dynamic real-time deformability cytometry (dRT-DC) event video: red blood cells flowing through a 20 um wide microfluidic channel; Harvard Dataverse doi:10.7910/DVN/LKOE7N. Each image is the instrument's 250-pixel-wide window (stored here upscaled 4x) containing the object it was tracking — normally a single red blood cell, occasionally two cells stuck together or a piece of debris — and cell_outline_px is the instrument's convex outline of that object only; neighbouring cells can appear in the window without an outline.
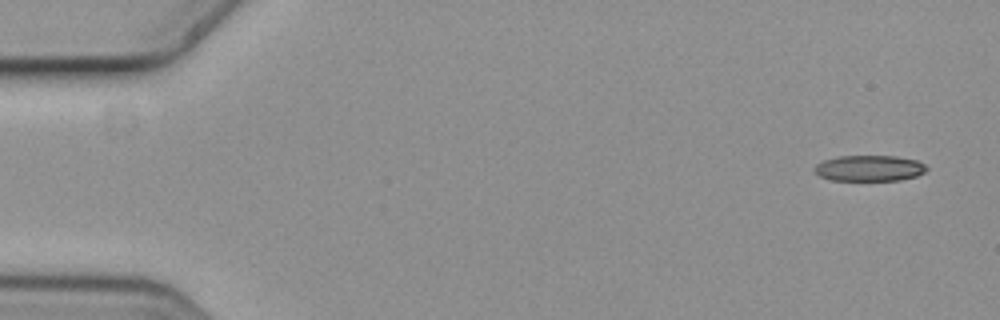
{"species": "common noctule bat (a hibernating species)", "species_latin": "Nyctalus noctula", "temperature_condition": "cold", "stored_images_in_passage": 4, "camera_frame_rate_fps": 3000, "um_per_image_px": 0.085, "animal": {"sex": "female", "body_mass_g": 19.3, "forearm_length_mm": 54.1}, "frame": {"image": 1, "passage_image": 1, "time_ms": 0.0, "image_size_px": [1000, 320], "cell_outline_px": [[928, 168], [924, 172], [916, 176], [900, 180], [832, 180], [820, 176], [812, 168], [816, 164], [824, 160], [836, 156], [896, 156], [916, 160], [924, 164]], "centroid_in_image_um": [73.88, 14.29], "position_along_channel_um": 11.1, "area_um2": 16.88}}
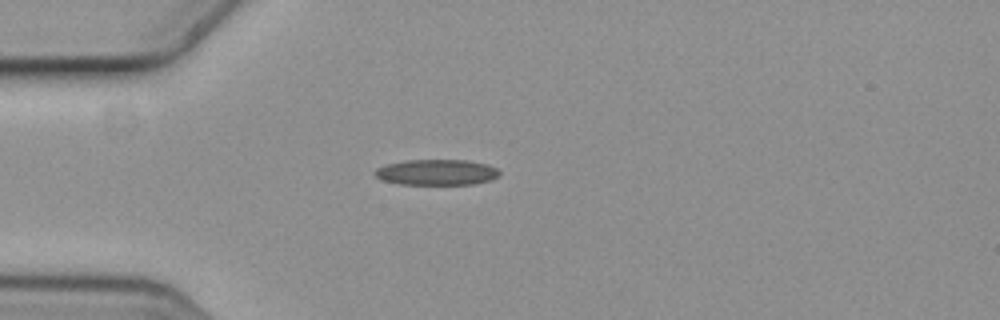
{"frame": {"image": 2, "passage_image": 4, "time_ms": 1.0, "image_size_px": [1000, 320], "cell_outline_px": [[500, 176], [492, 180], [472, 184], [400, 184], [384, 180], [376, 176], [372, 172], [376, 168], [384, 164], [408, 160], [468, 160], [488, 164], [496, 168], [500, 172]], "centroid_in_image_um": [37.13, 14.63], "position_along_channel_um": 47.9, "area_um2": 18.79}}